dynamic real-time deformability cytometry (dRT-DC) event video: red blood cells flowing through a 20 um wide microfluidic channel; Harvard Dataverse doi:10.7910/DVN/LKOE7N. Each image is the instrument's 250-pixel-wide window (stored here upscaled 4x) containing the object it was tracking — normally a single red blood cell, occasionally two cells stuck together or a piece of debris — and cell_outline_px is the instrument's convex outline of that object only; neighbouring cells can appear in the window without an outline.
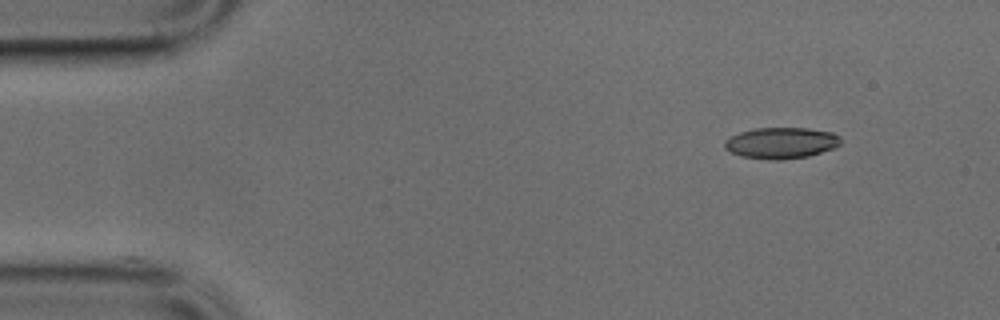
{"species": "common noctule bat (a hibernating species)", "species_latin": "Nyctalus noctula", "temperature_condition": "cold", "stored_images_in_passage": 45, "camera_frame_rate_fps": 3000, "um_per_image_px": 0.085, "animal": {"sex": "male", "body_mass_g": 17.9, "forearm_length_mm": 54.2}, "frame": {"image": 1, "passage_image": 1, "time_ms": 0.0, "image_size_px": [1000, 320], "cell_outline_px": [[840, 144], [832, 148], [808, 156], [780, 160], [768, 160], [740, 156], [724, 148], [724, 140], [740, 132], [756, 128], [808, 128], [832, 132], [840, 136]], "centroid_in_image_um": [66.38, 12.15], "position_along_channel_um": 18.6, "area_um2": 21.04}}
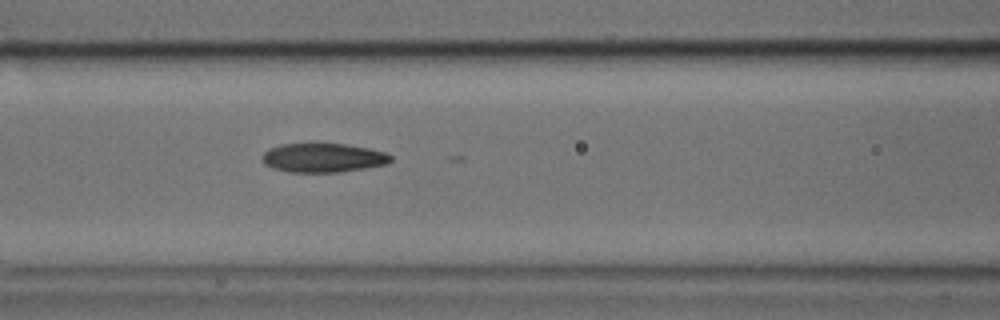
{"frame": {"image": 2, "passage_image": 16, "time_ms": 5.0, "image_size_px": [1000, 320], "cell_outline_px": [[392, 160], [388, 164], [368, 168], [340, 172], [288, 172], [272, 168], [264, 164], [260, 156], [268, 148], [284, 144], [344, 144], [368, 148], [384, 152], [392, 156]], "centroid_in_image_um": [27.45, 13.42], "position_along_channel_um": 139.1, "area_um2": 21.91}}
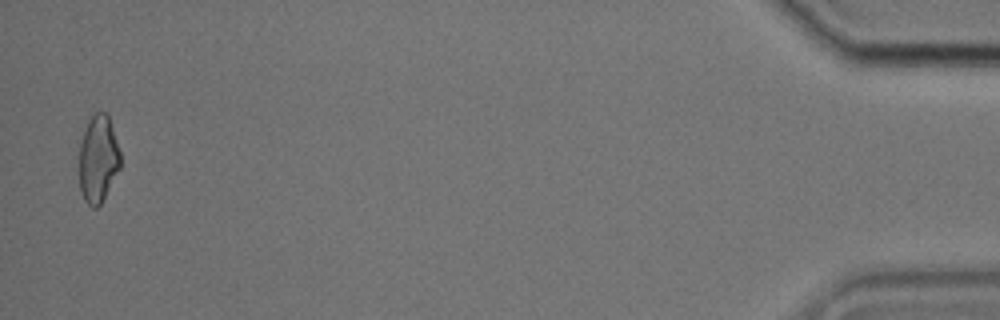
{"frame": {"image": 3, "passage_image": 44, "time_ms": 14.333, "image_size_px": [1000, 320], "cell_outline_px": [[120, 168], [100, 204], [96, 208], [92, 208], [84, 200], [80, 192], [80, 144], [88, 120], [96, 112], [108, 112], [120, 152]], "centroid_in_image_um": [8.35, 13.5], "position_along_channel_um": 426.9, "area_um2": 20.81}}